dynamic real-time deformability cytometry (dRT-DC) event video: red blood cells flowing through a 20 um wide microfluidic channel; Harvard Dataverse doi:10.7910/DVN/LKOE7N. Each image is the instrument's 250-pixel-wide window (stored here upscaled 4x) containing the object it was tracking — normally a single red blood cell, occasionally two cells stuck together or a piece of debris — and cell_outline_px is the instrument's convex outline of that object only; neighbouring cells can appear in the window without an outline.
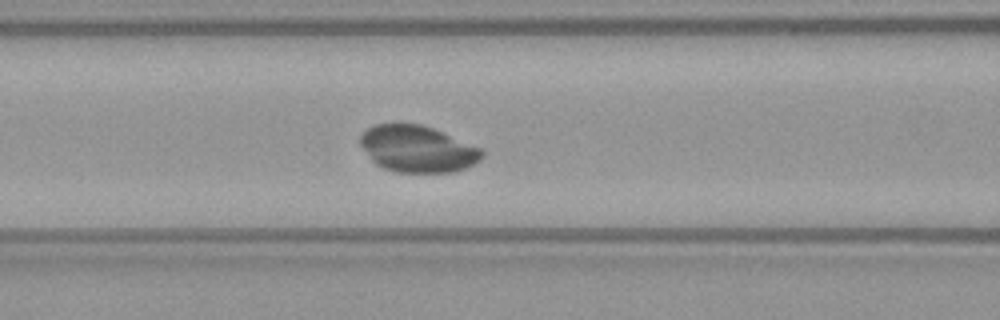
{"species": "common noctule bat (a hibernating species)", "species_latin": "Nyctalus noctula", "temperature_condition": "warm", "stored_images_in_passage": 43, "camera_frame_rate_fps": 3000, "um_per_image_px": 0.085, "animal": {"sex": "female", "body_mass_g": 21.9}, "frame": {"image": 1, "passage_image": 13, "time_ms": 4.0, "image_size_px": [1000, 320], "cell_outline_px": [[484, 156], [480, 160], [456, 172], [396, 172], [384, 168], [376, 164], [372, 160], [360, 144], [360, 136], [368, 128], [376, 124], [420, 124], [432, 128], [480, 148], [484, 152]], "centroid_in_image_um": [35.48, 12.67], "position_along_channel_um": 131.1, "area_um2": 32.66}, "authors_computed_cell_mechanics": {"area_um2": 19.5364, "velocity_mm_per_s": 3.7916, "shape_relaxation_time_tau1_ms": 1.617, "shape_relaxation_time_tau2_ms": 2.8943, "deformation_change_tau1": null, "deformation_change_tau2": 0.0686}}